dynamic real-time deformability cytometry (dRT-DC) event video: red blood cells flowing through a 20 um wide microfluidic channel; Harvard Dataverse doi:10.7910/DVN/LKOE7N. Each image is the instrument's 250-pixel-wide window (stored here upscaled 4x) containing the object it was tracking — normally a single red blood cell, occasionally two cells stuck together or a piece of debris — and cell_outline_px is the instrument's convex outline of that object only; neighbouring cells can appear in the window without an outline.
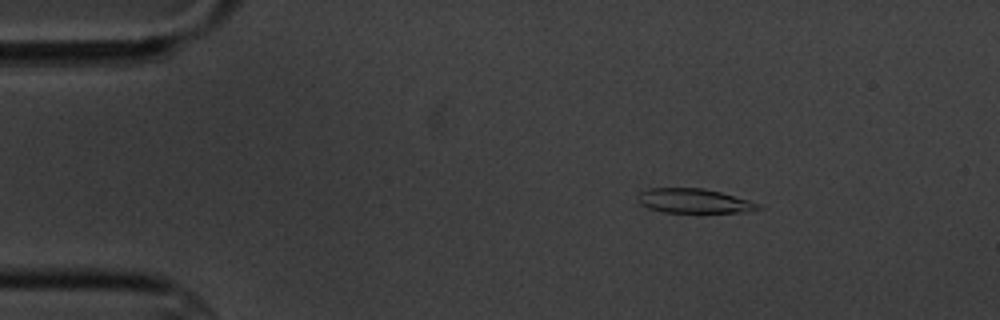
{"species": "common noctule bat (a hibernating species)", "species_latin": "Nyctalus noctula", "temperature_condition": "cold", "stored_images_in_passage": 6, "camera_frame_rate_fps": 3000, "um_per_image_px": 0.085, "animal": {"sex": "male", "body_mass_g": 20.1, "forearm_length_mm": 53.5}, "frame": {"image": 1, "passage_image": 3, "time_ms": 2.333, "image_size_px": [1000, 320], "cell_outline_px": [[764, 208], [744, 212], [664, 212], [648, 208], [640, 204], [636, 200], [636, 196], [640, 192], [648, 188], [704, 188], [720, 192], [748, 200], [760, 204]], "centroid_in_image_um": [58.95, 17.07], "position_along_channel_um": 26.1, "area_um2": 17.17}}